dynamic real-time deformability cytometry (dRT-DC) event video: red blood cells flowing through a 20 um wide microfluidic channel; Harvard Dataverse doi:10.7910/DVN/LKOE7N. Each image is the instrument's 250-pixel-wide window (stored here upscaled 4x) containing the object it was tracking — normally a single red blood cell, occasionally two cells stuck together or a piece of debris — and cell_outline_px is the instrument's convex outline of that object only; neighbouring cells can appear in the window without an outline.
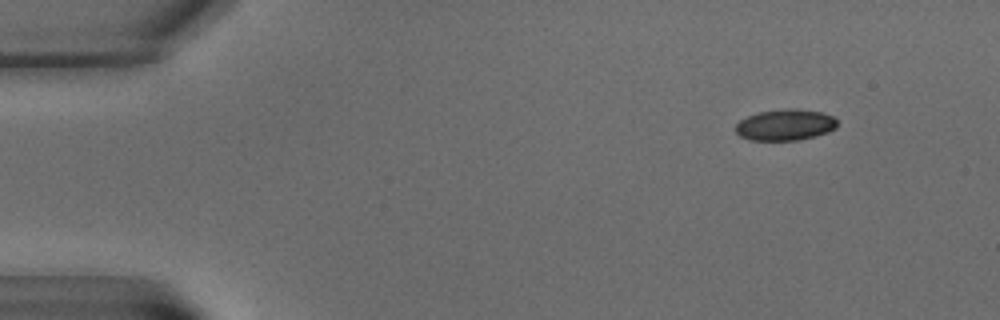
{"species": "common noctule bat (a hibernating species)", "species_latin": "Nyctalus noctula", "temperature_condition": "warm", "stored_images_in_passage": 9, "camera_frame_rate_fps": 3000, "um_per_image_px": 0.085, "animal": {"sex": "male", "body_mass_g": 15.6}, "frame": {"image": 1, "passage_image": 1, "time_ms": 0.0, "image_size_px": [1000, 320], "cell_outline_px": [[836, 128], [828, 132], [816, 136], [796, 140], [748, 140], [740, 136], [736, 132], [736, 124], [740, 120], [756, 112], [788, 108], [796, 108], [820, 112], [832, 116], [836, 120]], "centroid_in_image_um": [66.72, 10.61], "position_along_channel_um": 18.3, "area_um2": 18.5}}
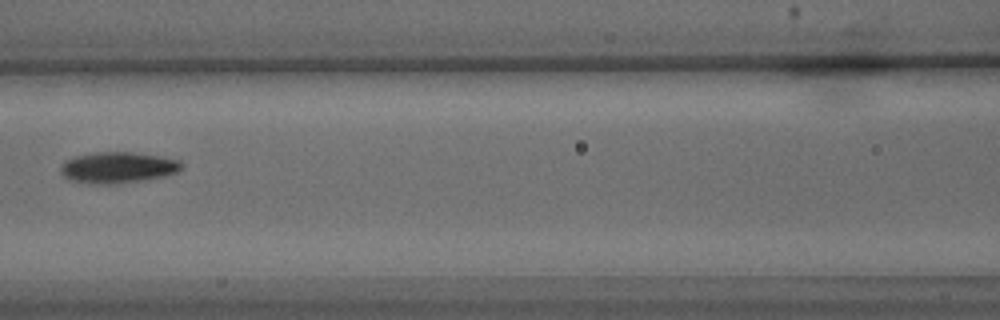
{"frame": {"image": 2, "passage_image": 7, "time_ms": 8.333, "image_size_px": [1000, 320], "cell_outline_px": [[184, 164], [176, 172], [164, 176], [144, 180], [108, 184], [88, 184], [72, 180], [64, 176], [60, 172], [60, 164], [64, 160], [76, 156], [96, 152], [132, 152], [160, 156], [180, 160]], "centroid_in_image_um": [9.99, 14.23], "position_along_channel_um": 156.6, "area_um2": 21.96}}
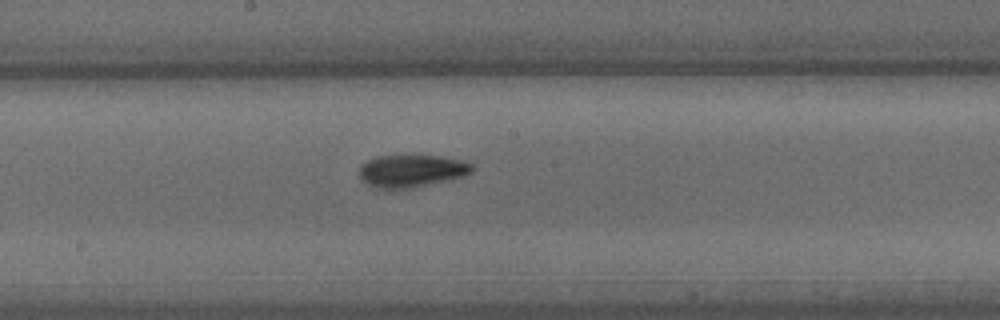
{"frame": {"image": 3, "passage_image": 9, "time_ms": 10.333, "image_size_px": [1000, 320], "cell_outline_px": [[476, 168], [472, 172], [464, 176], [452, 180], [412, 188], [376, 188], [360, 180], [360, 164], [376, 156], [440, 156], [460, 160], [472, 164]], "centroid_in_image_um": [35.01, 14.53], "position_along_channel_um": 213.2, "area_um2": 21.44}}